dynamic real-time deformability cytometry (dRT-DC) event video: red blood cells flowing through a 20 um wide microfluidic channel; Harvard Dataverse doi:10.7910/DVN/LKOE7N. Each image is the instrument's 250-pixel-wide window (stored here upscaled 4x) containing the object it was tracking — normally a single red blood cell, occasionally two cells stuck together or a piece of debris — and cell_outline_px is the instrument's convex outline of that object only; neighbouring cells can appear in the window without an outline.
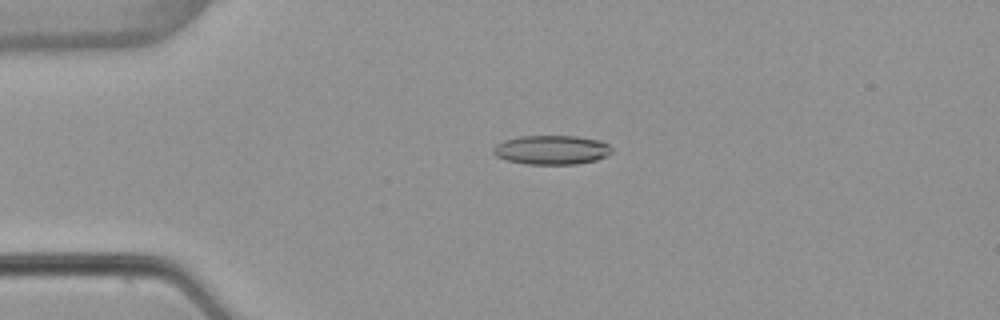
{"species": "common noctule bat (a hibernating species)", "species_latin": "Nyctalus noctula", "temperature_condition": "warm", "stored_images_in_passage": 52, "camera_frame_rate_fps": 3000, "um_per_image_px": 0.085, "animal": {"sex": "female", "body_mass_g": 22.7, "forearm_length_mm": 54.2}, "frame": {"image": 1, "passage_image": 12, "time_ms": 3.667, "image_size_px": [1000, 320], "cell_outline_px": [[612, 152], [596, 160], [576, 164], [524, 164], [508, 160], [496, 156], [492, 152], [492, 148], [496, 144], [504, 140], [520, 136], [576, 136], [600, 140], [608, 144], [612, 148]], "centroid_in_image_um": [46.87, 12.73], "position_along_channel_um": 38.1, "area_um2": 20.17}}
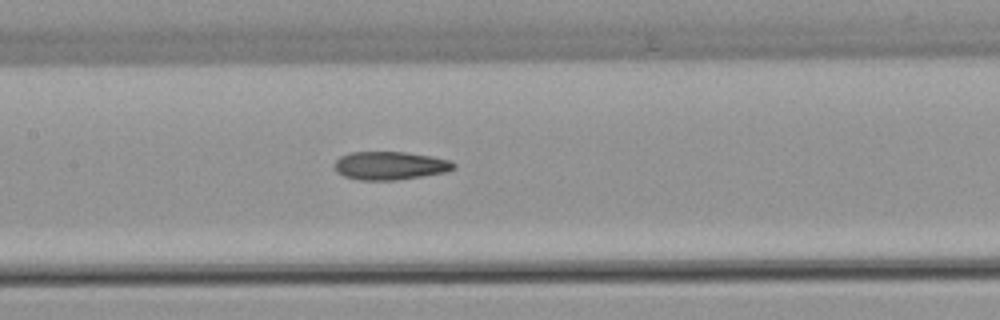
{"frame": {"image": 2, "passage_image": 25, "time_ms": 8.0, "image_size_px": [1000, 320], "cell_outline_px": [[456, 168], [448, 172], [396, 180], [360, 180], [344, 176], [336, 172], [332, 164], [340, 156], [352, 152], [404, 152], [432, 156], [448, 160], [456, 164]], "centroid_in_image_um": [33.14, 14.08], "position_along_channel_um": 174.3, "area_um2": 19.77}}
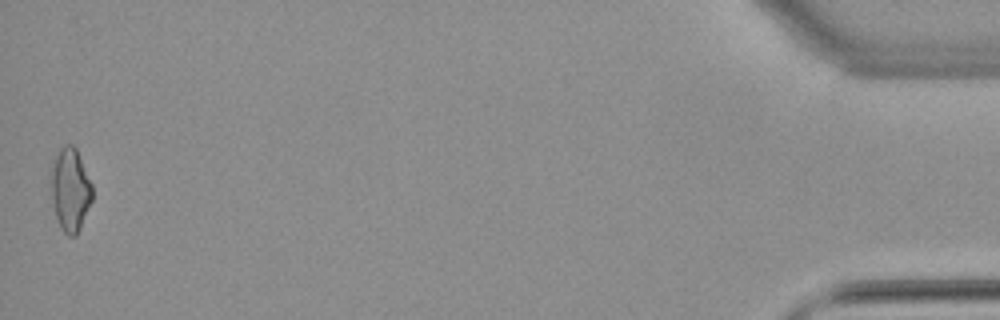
{"frame": {"image": 3, "passage_image": 52, "time_ms": 17.0, "image_size_px": [1000, 320], "cell_outline_px": [[92, 200], [80, 228], [76, 236], [68, 236], [60, 228], [56, 216], [52, 200], [52, 168], [56, 156], [60, 148], [64, 144], [72, 144], [76, 148], [92, 184]], "centroid_in_image_um": [5.99, 16.13], "position_along_channel_um": 429.2, "area_um2": 19.71}, "authors_computed_cell_mechanics": {"area_um2": 19.5075, "velocity_mm_per_s": 3.9064, "shape_relaxation_time_tau1_ms": null, "shape_relaxation_time_tau2_ms": 4.2676, "deformation_change_tau1": null, "deformation_change_tau2": 0.144}}